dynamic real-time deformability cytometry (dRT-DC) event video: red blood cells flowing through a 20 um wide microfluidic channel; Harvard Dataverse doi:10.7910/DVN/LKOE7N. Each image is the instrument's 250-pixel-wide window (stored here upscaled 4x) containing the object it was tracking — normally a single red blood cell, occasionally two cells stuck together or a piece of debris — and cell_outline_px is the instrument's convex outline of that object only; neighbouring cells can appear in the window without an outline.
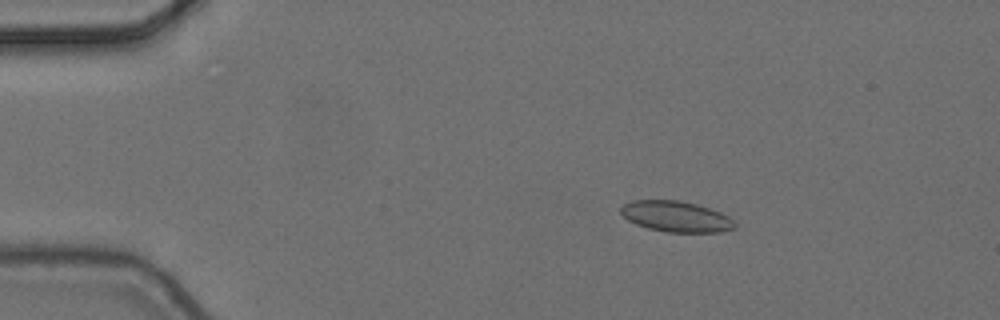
{"species": "common noctule bat (a hibernating species)", "species_latin": "Nyctalus noctula", "temperature_condition": "cold", "stored_images_in_passage": 5, "camera_frame_rate_fps": 3000, "um_per_image_px": 0.085, "animal": {"sex": "female", "body_mass_g": 24.6, "forearm_length_mm": 56.2}, "frame": {"image": 1, "passage_image": 3, "time_ms": 0.667, "image_size_px": [1000, 320], "cell_outline_px": [[736, 228], [720, 232], [668, 232], [648, 228], [636, 224], [628, 220], [620, 212], [620, 208], [624, 204], [632, 200], [680, 200], [696, 204], [720, 212], [728, 216], [736, 224]], "centroid_in_image_um": [57.46, 18.4], "position_along_channel_um": 27.5, "area_um2": 20.4}}